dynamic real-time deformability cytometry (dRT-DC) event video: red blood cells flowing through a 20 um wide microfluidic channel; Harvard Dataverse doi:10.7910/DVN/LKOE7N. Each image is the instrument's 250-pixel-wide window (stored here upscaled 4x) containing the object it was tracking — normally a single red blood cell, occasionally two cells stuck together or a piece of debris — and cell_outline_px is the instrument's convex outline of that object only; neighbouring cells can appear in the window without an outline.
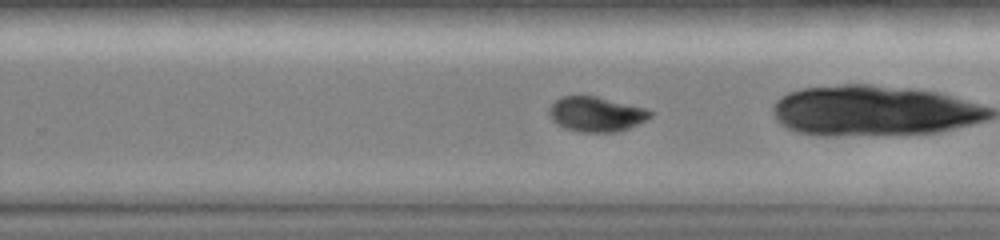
{"species": "common noctule bat (a hibernating species)", "species_latin": "Nyctalus noctula", "temperature_condition": "room temperature", "stored_images_in_passage": 44, "camera_frame_rate_fps": 3000, "um_per_image_px": 0.085, "animal": {"sex": "female", "body_mass_g": 19.0, "forearm_length_mm": 51.5}, "frame": {"image": 1, "passage_image": 27, "time_ms": 8.667, "image_size_px": [1000, 240], "cell_outline_px": [[652, 116], [628, 128], [612, 132], [584, 132], [568, 128], [556, 124], [552, 120], [548, 112], [548, 108], [556, 100], [564, 96], [596, 96], [644, 108], [652, 112]], "centroid_in_image_um": [50.64, 9.69], "position_along_channel_um": 279.2, "area_um2": 20.11}, "authors_computed_cell_mechanics": {"area_um2": 21.7039, "velocity_mm_per_s": 4.086, "shape_relaxation_time_tau1_ms": 2.3319, "shape_relaxation_time_tau2_ms": null, "deformation_change_tau1": 0.1231, "deformation_change_tau2": null}}